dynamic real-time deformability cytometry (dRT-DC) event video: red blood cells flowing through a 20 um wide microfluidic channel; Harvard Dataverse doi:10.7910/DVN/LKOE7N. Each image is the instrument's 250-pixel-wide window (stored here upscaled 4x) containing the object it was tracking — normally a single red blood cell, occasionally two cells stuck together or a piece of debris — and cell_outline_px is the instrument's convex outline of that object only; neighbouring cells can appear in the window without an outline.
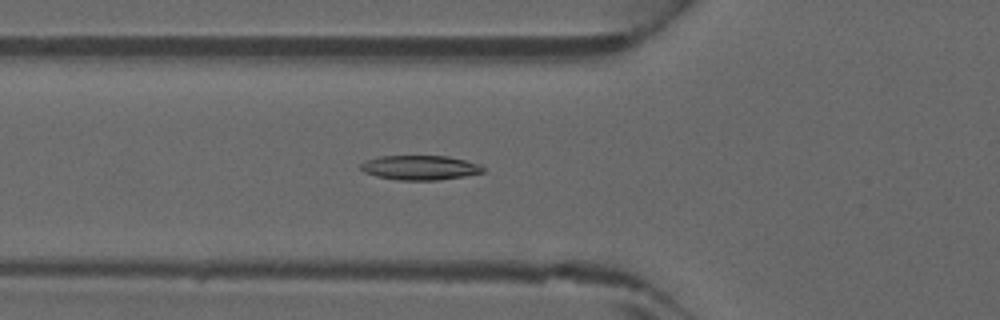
{"species": "common noctule bat (a hibernating species)", "species_latin": "Nyctalus noctula", "temperature_condition": "warm", "stored_images_in_passage": 32, "camera_frame_rate_fps": 3000, "um_per_image_px": 0.085, "animal": {"sex": "male", "forearm_length_mm": 52.5}, "frame": {"image": 1, "passage_image": 3, "time_ms": 0.667, "image_size_px": [1000, 320], "cell_outline_px": [[484, 172], [464, 176], [436, 180], [396, 180], [376, 176], [364, 172], [360, 168], [360, 164], [368, 160], [380, 156], [448, 156], [480, 164], [484, 168]], "centroid_in_image_um": [35.7, 14.25], "position_along_channel_um": 90.1, "area_um2": 17.4}}
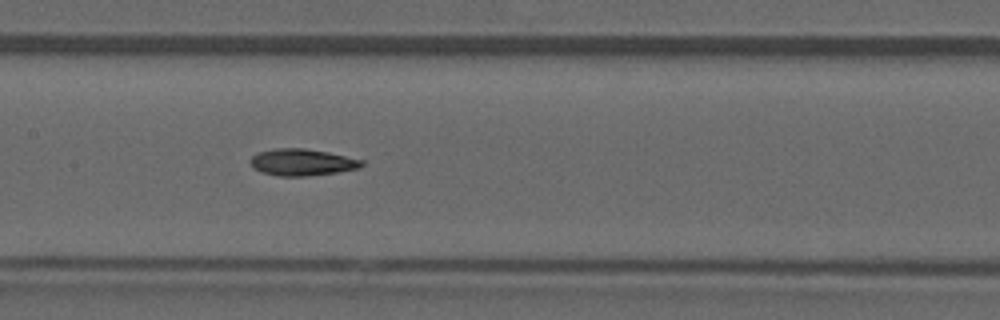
{"frame": {"image": 2, "passage_image": 9, "time_ms": 2.667, "image_size_px": [1000, 320], "cell_outline_px": [[364, 164], [360, 168], [336, 172], [304, 176], [280, 176], [264, 172], [256, 168], [248, 160], [252, 156], [260, 152], [276, 148], [304, 148], [328, 152], [364, 160]], "centroid_in_image_um": [25.72, 13.78], "position_along_channel_um": 181.7, "area_um2": 17.11}}
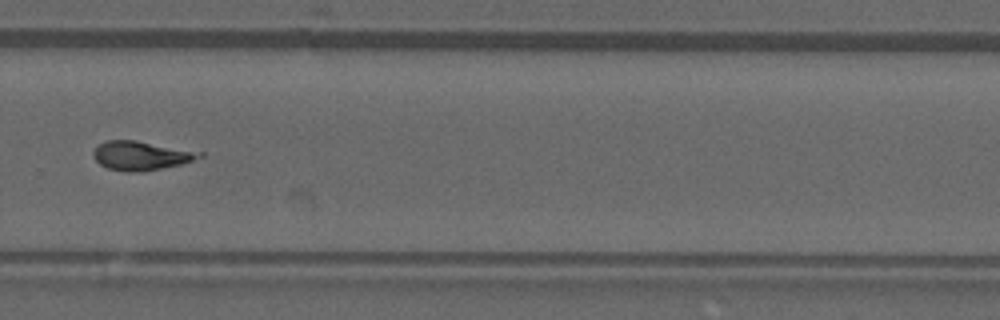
{"frame": {"image": 3, "passage_image": 18, "time_ms": 5.667, "image_size_px": [1000, 320], "cell_outline_px": [[204, 156], [180, 164], [144, 172], [128, 172], [108, 168], [100, 164], [92, 156], [92, 152], [104, 140], [136, 140], [204, 152]], "centroid_in_image_um": [11.99, 13.22], "position_along_channel_um": 317.8, "area_um2": 17.98}}